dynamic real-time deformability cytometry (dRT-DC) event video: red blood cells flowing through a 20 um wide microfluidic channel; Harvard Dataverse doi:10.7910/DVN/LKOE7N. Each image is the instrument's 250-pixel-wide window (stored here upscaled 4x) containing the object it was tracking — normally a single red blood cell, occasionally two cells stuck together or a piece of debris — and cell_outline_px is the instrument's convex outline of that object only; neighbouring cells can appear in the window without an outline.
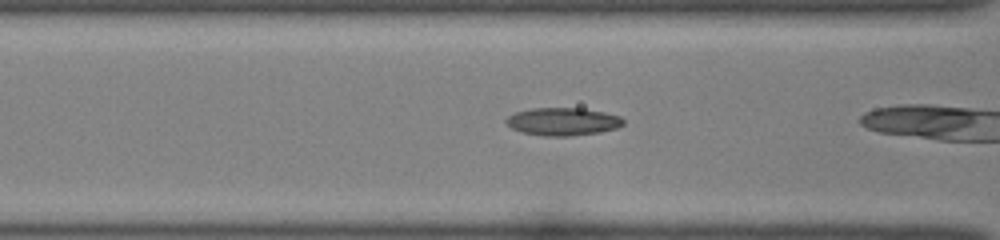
{"species": "common noctule bat (a hibernating species)", "species_latin": "Nyctalus noctula", "temperature_condition": "room temperature", "stored_images_in_passage": 40, "camera_frame_rate_fps": 3000, "um_per_image_px": 0.085, "animal": {"sex": "female", "body_mass_g": 22.0, "forearm_length_mm": 56.7}, "frame": {"image": 1, "passage_image": 20, "time_ms": 6.333, "image_size_px": [1000, 240], "cell_outline_px": [[624, 124], [616, 128], [600, 132], [572, 136], [544, 136], [520, 132], [512, 128], [504, 120], [508, 116], [516, 112], [532, 108], [580, 108], [604, 112], [620, 116], [624, 120]], "centroid_in_image_um": [47.84, 10.34], "position_along_channel_um": 118.8, "area_um2": 19.02}}
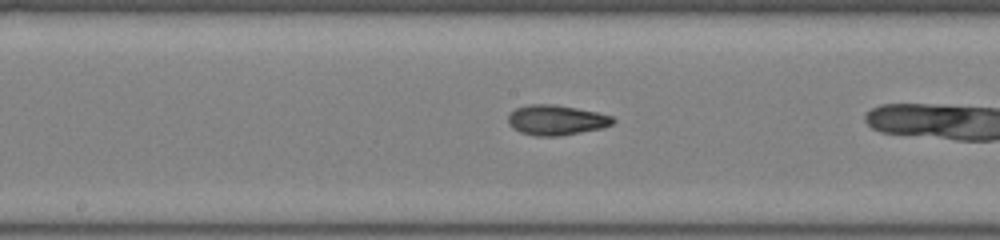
{"frame": {"image": 2, "passage_image": 26, "time_ms": 8.333, "image_size_px": [1000, 240], "cell_outline_px": [[616, 120], [612, 124], [604, 128], [560, 136], [536, 136], [520, 132], [512, 128], [508, 124], [508, 116], [516, 108], [528, 104], [556, 104], [596, 112], [612, 116]], "centroid_in_image_um": [47.28, 10.21], "position_along_channel_um": 200.9, "area_um2": 18.5}}
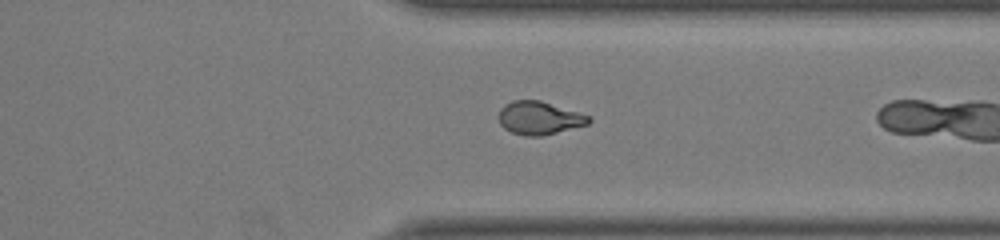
{"frame": {"image": 3, "passage_image": 38, "time_ms": 12.333, "image_size_px": [1000, 240], "cell_outline_px": [[592, 120], [588, 124], [540, 136], [524, 136], [512, 132], [504, 128], [500, 124], [500, 108], [504, 104], [512, 100], [540, 100], [588, 116]], "centroid_in_image_um": [45.79, 10.02], "position_along_channel_um": 365.6, "area_um2": 17.05}}